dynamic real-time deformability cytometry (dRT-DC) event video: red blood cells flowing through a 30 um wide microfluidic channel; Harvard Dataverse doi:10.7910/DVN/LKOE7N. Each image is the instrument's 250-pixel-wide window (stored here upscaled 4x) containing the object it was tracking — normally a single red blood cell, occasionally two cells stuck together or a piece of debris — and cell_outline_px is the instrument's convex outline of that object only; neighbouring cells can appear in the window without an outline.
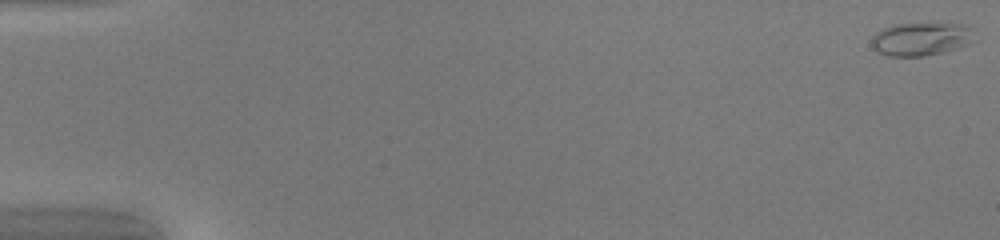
{"species": "common noctule bat (a hibernating species)", "species_latin": "Nyctalus noctula", "temperature_condition": "warm", "stored_images_in_passage": 50, "camera_frame_rate_fps": 3000, "um_per_image_px": 0.085, "animal": {"sex": "female", "body_mass_g": 20.0, "forearm_length_mm": 54.0}, "frame": {"image": 1, "passage_image": 1, "time_ms": 0.0, "image_size_px": [1000, 240], "cell_outline_px": [[976, 40], [968, 44], [944, 52], [924, 56], [888, 56], [872, 48], [872, 36], [876, 32], [884, 28], [896, 24], [960, 24], [968, 28]], "centroid_in_image_um": [78.26, 3.33], "position_along_channel_um": 6.7, "area_um2": 19.59}}
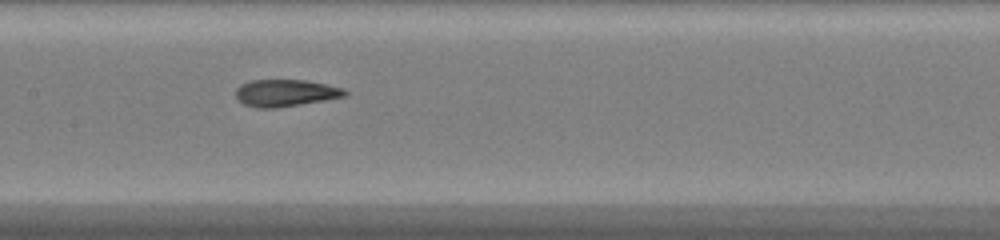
{"frame": {"image": 2, "passage_image": 26, "time_ms": 8.333, "image_size_px": [1000, 240], "cell_outline_px": [[348, 96], [300, 104], [272, 108], [256, 108], [244, 104], [236, 100], [236, 88], [240, 84], [252, 80], [304, 80], [344, 88], [348, 92]], "centroid_in_image_um": [24.24, 7.9], "position_along_channel_um": 183.2, "area_um2": 17.17}}
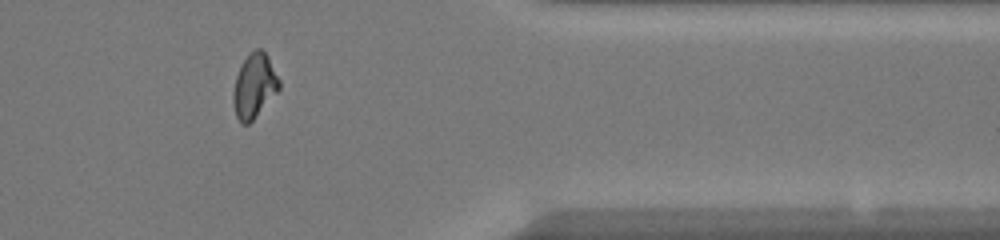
{"frame": {"image": 3, "passage_image": 42, "time_ms": 13.667, "image_size_px": [1000, 240], "cell_outline_px": [[280, 88], [252, 120], [248, 124], [240, 124], [236, 116], [232, 100], [232, 92], [236, 76], [240, 64], [256, 48], [260, 48], [268, 56], [280, 80]], "centroid_in_image_um": [21.59, 7.3], "position_along_channel_um": 389.8, "area_um2": 17.11}, "authors_computed_cell_mechanics": {"area_um2": 17.1377, "velocity_mm_per_s": 4.1888, "shape_relaxation_time_tau1_ms": null, "shape_relaxation_time_tau2_ms": 1.3393, "deformation_change_tau1": null, "deformation_change_tau2": 0.0785}}